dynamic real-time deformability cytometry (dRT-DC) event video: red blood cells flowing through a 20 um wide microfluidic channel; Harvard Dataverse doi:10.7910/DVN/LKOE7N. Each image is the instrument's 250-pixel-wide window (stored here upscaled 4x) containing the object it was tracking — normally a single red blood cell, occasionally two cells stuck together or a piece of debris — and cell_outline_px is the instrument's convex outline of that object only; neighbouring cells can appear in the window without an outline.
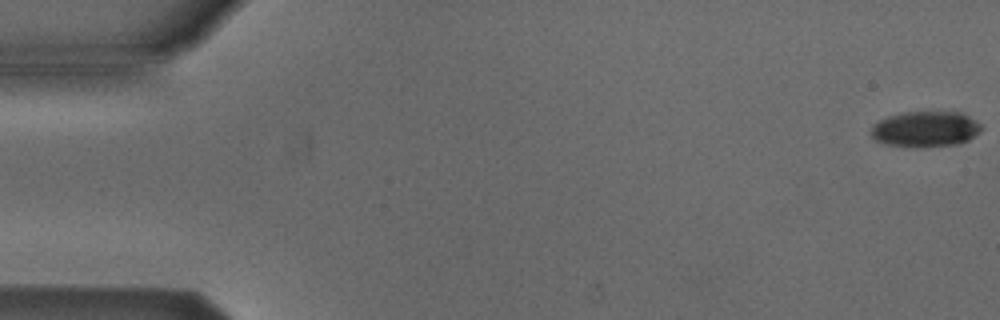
{"species": "Egyptian fruit bat (a non-hibernating species)", "species_latin": "Rousettus aegyptiacus", "temperature_condition": "cold", "stored_images_in_passage": 48, "camera_frame_rate_fps": 3000, "um_per_image_px": 0.085, "animal": {"sex": "male"}, "frame": {"image": 1, "passage_image": 1, "time_ms": 0.0, "image_size_px": [1000, 320], "cell_outline_px": [[984, 128], [980, 132], [968, 140], [956, 144], [916, 148], [884, 144], [876, 140], [872, 136], [872, 124], [888, 116], [900, 112], [960, 112], [968, 116], [980, 124]], "centroid_in_image_um": [78.65, 10.98], "position_along_channel_um": 6.3, "area_um2": 23.06}}
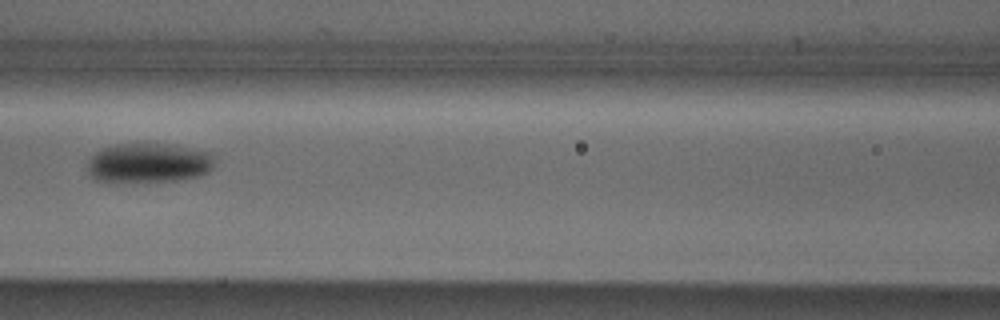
{"frame": {"image": 2, "passage_image": 24, "time_ms": 7.667, "image_size_px": [1000, 320], "cell_outline_px": [[216, 164], [208, 172], [200, 176], [180, 180], [132, 184], [108, 184], [96, 180], [88, 176], [88, 160], [100, 148], [116, 144], [168, 144], [212, 152]], "centroid_in_image_um": [12.59, 13.91], "position_along_channel_um": 154.0, "area_um2": 30.63}}
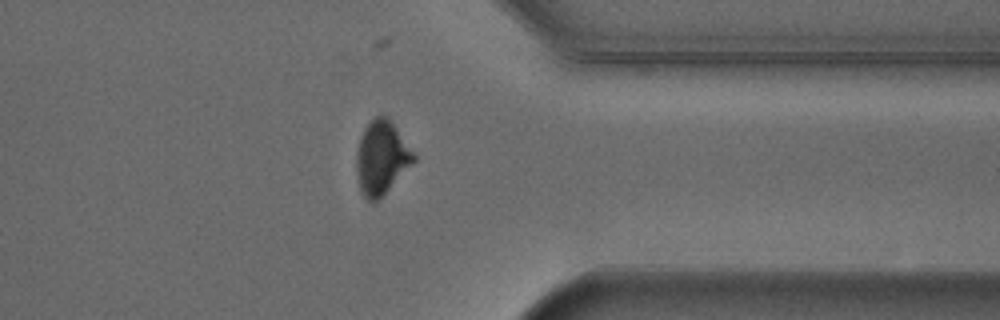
{"frame": {"image": 3, "passage_image": 42, "time_ms": 13.667, "image_size_px": [1000, 320], "cell_outline_px": [[416, 160], [380, 200], [372, 204], [360, 192], [356, 172], [356, 152], [364, 128], [376, 116], [388, 116], [392, 120], [416, 156]], "centroid_in_image_um": [32.43, 13.44], "position_along_channel_um": 379.0, "area_um2": 24.85}, "authors_computed_cell_mechanics": {"area_um2": 26.7903, "velocity_mm_per_s": 3.8902, "shape_relaxation_time_tau1_ms": 3.431, "shape_relaxation_time_tau2_ms": null, "deformation_change_tau1": 0.1307, "deformation_change_tau2": null}}